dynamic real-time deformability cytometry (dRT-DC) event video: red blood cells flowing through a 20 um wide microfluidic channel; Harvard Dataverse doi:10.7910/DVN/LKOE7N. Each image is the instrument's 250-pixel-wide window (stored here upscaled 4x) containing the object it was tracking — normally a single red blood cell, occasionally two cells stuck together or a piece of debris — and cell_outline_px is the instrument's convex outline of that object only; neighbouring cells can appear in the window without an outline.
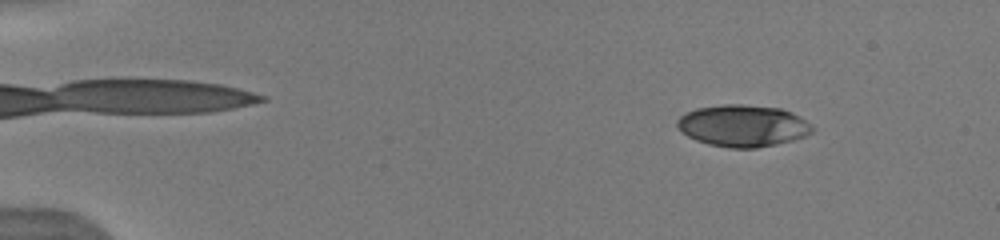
{"species": "human", "species_latin": "Homo sapiens", "temperature_condition": "warm", "stored_images_in_passage": 43, "camera_frame_rate_fps": 3000, "um_per_image_px": 0.085, "donor": {"sex": "male"}, "frame": {"image": 1, "passage_image": 2, "time_ms": 0.333, "image_size_px": [1000, 240], "cell_outline_px": [[812, 132], [804, 136], [792, 140], [776, 144], [756, 148], [728, 148], [708, 144], [696, 140], [680, 132], [676, 124], [676, 120], [680, 116], [696, 108], [720, 104], [740, 104], [780, 108], [792, 112], [804, 120], [812, 128]], "centroid_in_image_um": [63.09, 10.69], "position_along_channel_um": 21.9, "area_um2": 32.83}}
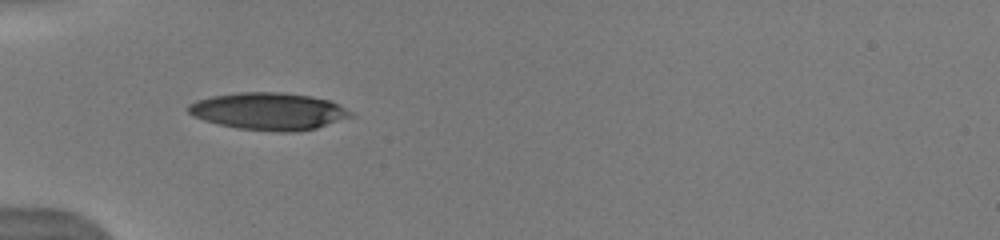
{"frame": {"image": 2, "passage_image": 27, "time_ms": 4.0, "image_size_px": [1000, 240], "cell_outline_px": [[356, 116], [316, 128], [296, 132], [280, 132], [236, 128], [204, 120], [192, 116], [184, 108], [188, 104], [196, 100], [212, 96], [236, 92], [280, 92], [312, 96], [328, 100], [352, 112]], "centroid_in_image_um": [22.82, 9.46], "position_along_channel_um": 62.2, "area_um2": 35.43}}